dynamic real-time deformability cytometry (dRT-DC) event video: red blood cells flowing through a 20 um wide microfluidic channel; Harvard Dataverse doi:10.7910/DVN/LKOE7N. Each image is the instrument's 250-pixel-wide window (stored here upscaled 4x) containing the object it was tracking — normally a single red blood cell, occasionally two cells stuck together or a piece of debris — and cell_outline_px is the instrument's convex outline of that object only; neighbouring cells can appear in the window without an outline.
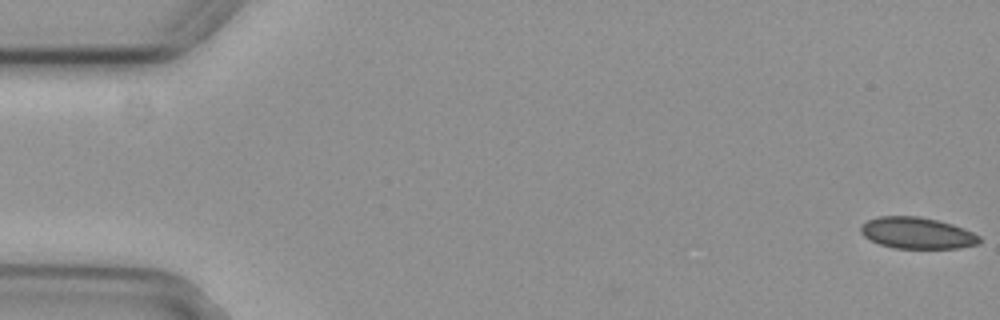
{"species": "common noctule bat (a hibernating species)", "species_latin": "Nyctalus noctula", "temperature_condition": "cold", "stored_images_in_passage": 2, "segment_of_instrument_passage": [2, 2], "camera_frame_rate_fps": 3000, "um_per_image_px": 0.085, "animal": {"sex": "female", "body_mass_g": 29.2, "forearm_length_mm": 56.3}, "frame": {"image": 1, "passage_image": 2, "time_ms": 0.333, "image_size_px": [1000, 320], "cell_outline_px": [[980, 244], [960, 248], [892, 248], [880, 244], [864, 236], [860, 232], [860, 228], [868, 220], [876, 216], [920, 216], [952, 224], [972, 232], [980, 236]], "centroid_in_image_um": [77.96, 19.81], "position_along_channel_um": 7.0, "area_um2": 21.68}}